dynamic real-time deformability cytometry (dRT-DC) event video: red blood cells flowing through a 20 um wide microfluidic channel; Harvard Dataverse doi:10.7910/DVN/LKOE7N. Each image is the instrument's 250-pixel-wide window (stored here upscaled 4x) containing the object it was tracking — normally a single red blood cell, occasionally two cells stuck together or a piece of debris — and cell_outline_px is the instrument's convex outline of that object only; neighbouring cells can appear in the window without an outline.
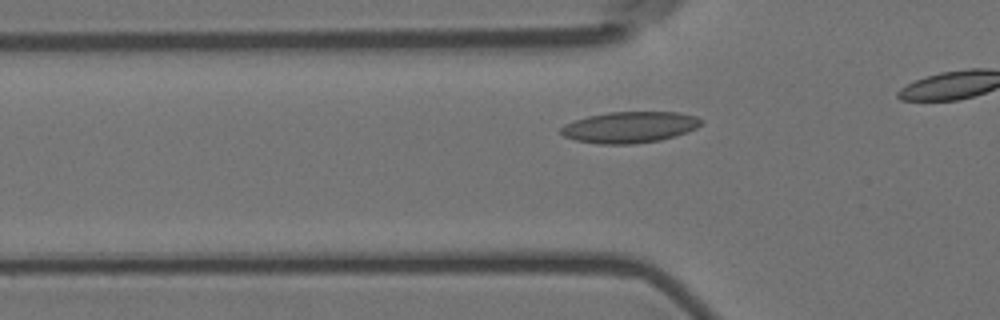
{"species": "Egyptian fruit bat (a non-hibernating species)", "species_latin": "Rousettus aegyptiacus", "temperature_condition": "room temperature", "stored_images_in_passage": 16, "camera_frame_rate_fps": 3000, "um_per_image_px": 0.085, "animal": {"sex": "female"}, "frame": {"image": 1, "passage_image": 10, "time_ms": 3.0, "image_size_px": [1000, 320], "cell_outline_px": [[704, 120], [696, 128], [688, 132], [676, 136], [660, 140], [636, 144], [600, 144], [576, 140], [564, 136], [560, 132], [560, 128], [564, 124], [588, 116], [608, 112], [676, 112], [696, 116]], "centroid_in_image_um": [53.54, 10.81], "position_along_channel_um": 72.3, "area_um2": 25.55}}
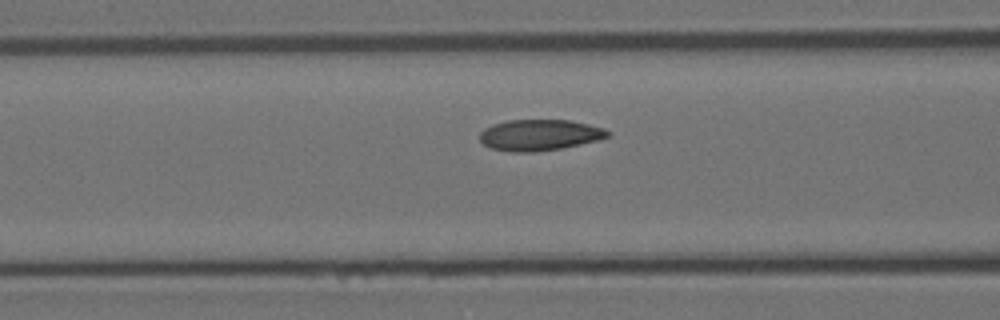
{"frame": {"image": 2, "passage_image": 14, "time_ms": 4.333, "image_size_px": [1000, 320], "cell_outline_px": [[612, 132], [608, 136], [600, 140], [560, 148], [536, 152], [512, 152], [488, 148], [480, 140], [480, 132], [484, 128], [492, 124], [508, 120], [568, 120], [588, 124], [604, 128]], "centroid_in_image_um": [45.85, 11.48], "position_along_channel_um": 120.8, "area_um2": 23.29}}